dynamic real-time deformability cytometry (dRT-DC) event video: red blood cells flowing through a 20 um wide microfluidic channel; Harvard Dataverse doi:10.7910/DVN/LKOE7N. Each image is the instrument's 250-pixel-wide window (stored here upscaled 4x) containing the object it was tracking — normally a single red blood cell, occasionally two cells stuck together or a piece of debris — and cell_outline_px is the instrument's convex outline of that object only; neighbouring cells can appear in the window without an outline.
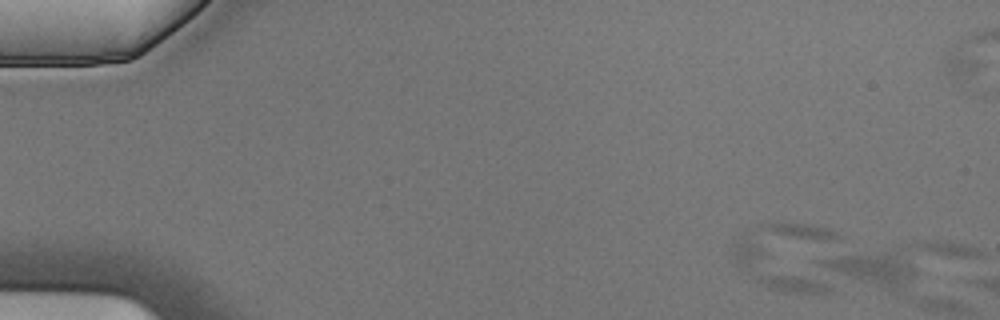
{"species": "Egyptian fruit bat (a non-hibernating species)", "species_latin": "Rousettus aegyptiacus", "temperature_condition": "cold", "stored_images_in_passage": 2, "camera_frame_rate_fps": 3000, "um_per_image_px": 0.085, "animal": {"sex": "male"}, "frame": {"image": 1, "passage_image": 1, "time_ms": 0.0, "image_size_px": [1000, 320], "cell_outline_px": [[836, 292], [780, 292], [768, 288], [760, 284], [740, 272], [732, 264], [732, 244], [744, 232], [756, 224], [828, 280]], "centroid_in_image_um": [65.88, 22.48], "position_along_channel_um": 19.1, "area_um2": 27.46}}